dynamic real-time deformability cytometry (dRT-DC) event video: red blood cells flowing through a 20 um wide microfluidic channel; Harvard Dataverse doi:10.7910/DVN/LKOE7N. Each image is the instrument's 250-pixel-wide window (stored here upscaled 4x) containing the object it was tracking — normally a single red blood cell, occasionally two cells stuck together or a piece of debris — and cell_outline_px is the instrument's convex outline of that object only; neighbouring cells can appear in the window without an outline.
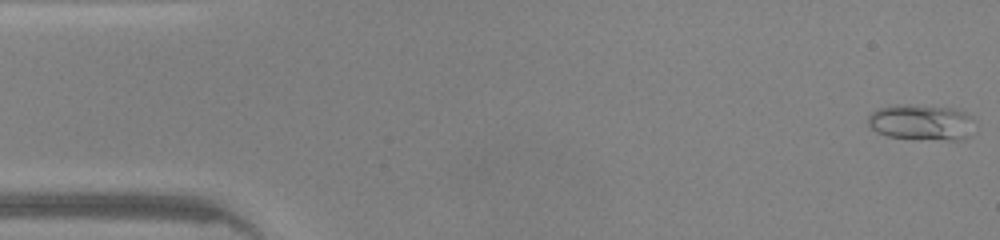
{"species": "common noctule bat (a hibernating species)", "species_latin": "Nyctalus noctula", "temperature_condition": "warm", "stored_images_in_passage": 46, "camera_frame_rate_fps": 3000, "um_per_image_px": 0.085, "animal": {"sex": "male", "body_mass_g": 20.0, "forearm_length_mm": 53.3}, "frame": {"image": 1, "passage_image": 1, "time_ms": 0.0, "image_size_px": [1000, 240], "cell_outline_px": [[972, 116], [968, 136], [964, 140], [948, 140], [888, 136], [876, 132], [868, 124], [868, 116], [872, 112], [880, 108], [896, 104], [952, 108], [964, 112]], "centroid_in_image_um": [78.28, 10.39], "position_along_channel_um": 6.7, "area_um2": 21.73}}
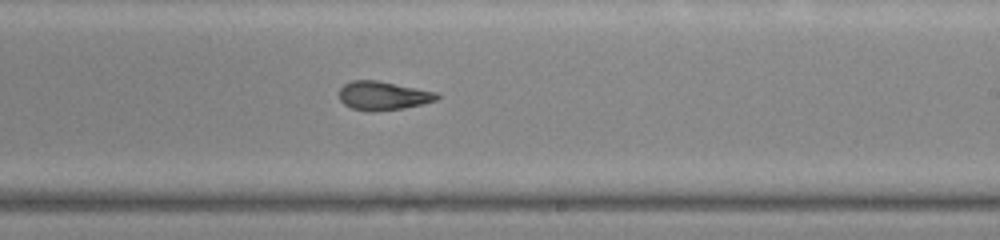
{"frame": {"image": 2, "passage_image": 27, "time_ms": 8.667, "image_size_px": [1000, 240], "cell_outline_px": [[440, 96], [436, 100], [404, 108], [372, 112], [352, 108], [344, 104], [340, 100], [340, 88], [344, 84], [352, 80], [376, 80], [436, 92]], "centroid_in_image_um": [32.53, 8.13], "position_along_channel_um": 256.5, "area_um2": 16.18}}
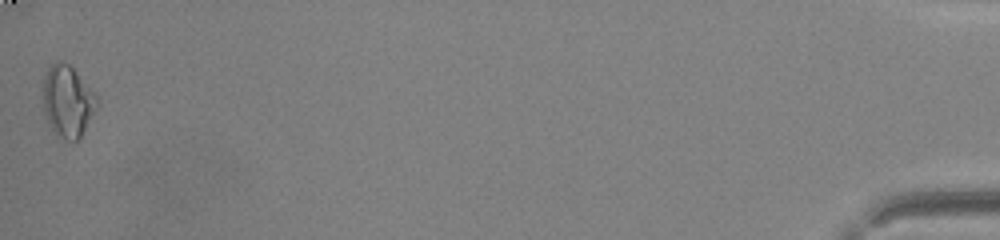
{"frame": {"image": 3, "passage_image": 46, "time_ms": 15.0, "image_size_px": [1000, 240], "cell_outline_px": [[96, 108], [80, 136], [76, 140], [68, 140], [60, 136], [52, 128], [44, 112], [44, 76], [48, 68], [56, 60], [68, 64], [76, 72], [96, 96]], "centroid_in_image_um": [5.72, 8.58], "position_along_channel_um": 429.5, "area_um2": 21.5}, "authors_computed_cell_mechanics": {"area_um2": 17.0221, "velocity_mm_per_s": 4.3592, "shape_relaxation_time_tau1_ms": null, "shape_relaxation_time_tau2_ms": 2.574, "deformation_change_tau1": null, "deformation_change_tau2": 0.1162}}